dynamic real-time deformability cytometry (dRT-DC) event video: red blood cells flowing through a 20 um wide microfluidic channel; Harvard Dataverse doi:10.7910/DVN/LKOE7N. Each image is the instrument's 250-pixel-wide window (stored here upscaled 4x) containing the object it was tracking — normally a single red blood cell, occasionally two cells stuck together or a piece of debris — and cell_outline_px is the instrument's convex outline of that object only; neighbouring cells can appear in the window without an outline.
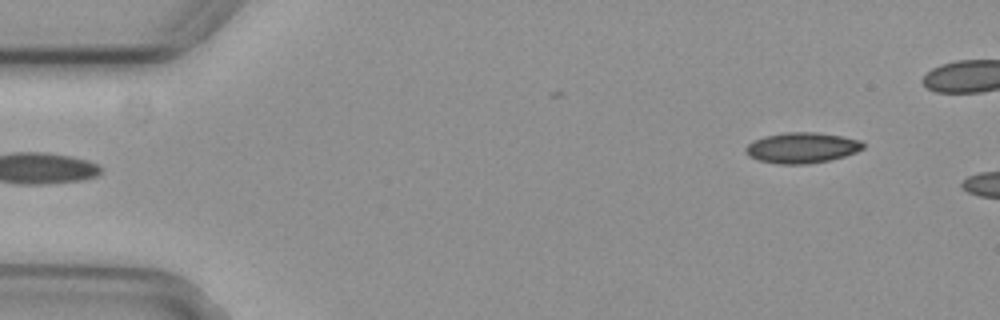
{"species": "common noctule bat (a hibernating species)", "species_latin": "Nyctalus noctula", "temperature_condition": "cold", "stored_images_in_passage": 3, "camera_frame_rate_fps": 3000, "um_per_image_px": 0.085, "animal": {"sex": "female", "body_mass_g": 29.2, "forearm_length_mm": 56.3}, "frame": {"image": 1, "passage_image": 1, "time_ms": 0.0, "image_size_px": [1000, 320], "cell_outline_px": [[864, 148], [856, 152], [844, 156], [828, 160], [808, 164], [776, 164], [756, 160], [748, 156], [744, 152], [744, 148], [752, 140], [764, 136], [784, 132], [816, 132], [840, 136], [860, 140], [864, 144]], "centroid_in_image_um": [68.1, 12.56], "position_along_channel_um": 16.9, "area_um2": 21.15}}